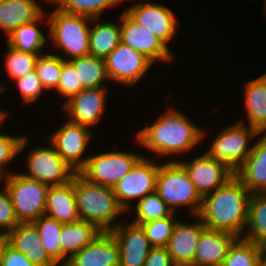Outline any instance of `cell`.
Wrapping results in <instances>:
<instances>
[{"label": "cell", "instance_id": "6da1fadb", "mask_svg": "<svg viewBox=\"0 0 266 266\" xmlns=\"http://www.w3.org/2000/svg\"><path fill=\"white\" fill-rule=\"evenodd\" d=\"M173 107L156 118L150 125L136 132L135 141L142 149L156 157L166 158L176 154L180 157L192 151L207 136L206 129L193 124L188 116Z\"/></svg>", "mask_w": 266, "mask_h": 266}, {"label": "cell", "instance_id": "7a4b0ae2", "mask_svg": "<svg viewBox=\"0 0 266 266\" xmlns=\"http://www.w3.org/2000/svg\"><path fill=\"white\" fill-rule=\"evenodd\" d=\"M251 193L234 175L224 185L202 198L198 216L210 229L243 238Z\"/></svg>", "mask_w": 266, "mask_h": 266}, {"label": "cell", "instance_id": "3957f363", "mask_svg": "<svg viewBox=\"0 0 266 266\" xmlns=\"http://www.w3.org/2000/svg\"><path fill=\"white\" fill-rule=\"evenodd\" d=\"M74 192L80 220L94 224L102 232H111L121 221L116 222V218L126 214L112 187L90 182L79 172L74 175Z\"/></svg>", "mask_w": 266, "mask_h": 266}, {"label": "cell", "instance_id": "277c9868", "mask_svg": "<svg viewBox=\"0 0 266 266\" xmlns=\"http://www.w3.org/2000/svg\"><path fill=\"white\" fill-rule=\"evenodd\" d=\"M46 15L50 44L61 51L58 56L68 61L89 54L91 17L67 13L56 7Z\"/></svg>", "mask_w": 266, "mask_h": 266}, {"label": "cell", "instance_id": "5b68a950", "mask_svg": "<svg viewBox=\"0 0 266 266\" xmlns=\"http://www.w3.org/2000/svg\"><path fill=\"white\" fill-rule=\"evenodd\" d=\"M155 192L173 213L182 206H188L190 217L200 212L202 197L178 161L159 164Z\"/></svg>", "mask_w": 266, "mask_h": 266}, {"label": "cell", "instance_id": "8992f818", "mask_svg": "<svg viewBox=\"0 0 266 266\" xmlns=\"http://www.w3.org/2000/svg\"><path fill=\"white\" fill-rule=\"evenodd\" d=\"M2 183L10 194L19 223L34 222L45 214L48 185L19 171L3 176Z\"/></svg>", "mask_w": 266, "mask_h": 266}, {"label": "cell", "instance_id": "52a82bcc", "mask_svg": "<svg viewBox=\"0 0 266 266\" xmlns=\"http://www.w3.org/2000/svg\"><path fill=\"white\" fill-rule=\"evenodd\" d=\"M222 129L212 138L206 153L235 172L252 152L253 142L251 146L250 142L257 138L258 131L240 121Z\"/></svg>", "mask_w": 266, "mask_h": 266}, {"label": "cell", "instance_id": "ba28073f", "mask_svg": "<svg viewBox=\"0 0 266 266\" xmlns=\"http://www.w3.org/2000/svg\"><path fill=\"white\" fill-rule=\"evenodd\" d=\"M89 156L79 173L90 182L108 187H113L144 157L120 150H107Z\"/></svg>", "mask_w": 266, "mask_h": 266}, {"label": "cell", "instance_id": "9c48e42d", "mask_svg": "<svg viewBox=\"0 0 266 266\" xmlns=\"http://www.w3.org/2000/svg\"><path fill=\"white\" fill-rule=\"evenodd\" d=\"M148 156H144L136 166L118 181L112 188L117 202L126 212L131 213V201L141 200L146 195L155 192L156 180L160 163H155Z\"/></svg>", "mask_w": 266, "mask_h": 266}, {"label": "cell", "instance_id": "30bf717a", "mask_svg": "<svg viewBox=\"0 0 266 266\" xmlns=\"http://www.w3.org/2000/svg\"><path fill=\"white\" fill-rule=\"evenodd\" d=\"M48 146H35L32 150L30 149L26 157L27 173L21 170V174L48 186L69 183L76 171L61 158L51 144Z\"/></svg>", "mask_w": 266, "mask_h": 266}, {"label": "cell", "instance_id": "8fae6325", "mask_svg": "<svg viewBox=\"0 0 266 266\" xmlns=\"http://www.w3.org/2000/svg\"><path fill=\"white\" fill-rule=\"evenodd\" d=\"M91 130L67 119L55 132L48 135L47 141L74 171L79 172L89 158L84 157V154L93 139Z\"/></svg>", "mask_w": 266, "mask_h": 266}, {"label": "cell", "instance_id": "7c38bea8", "mask_svg": "<svg viewBox=\"0 0 266 266\" xmlns=\"http://www.w3.org/2000/svg\"><path fill=\"white\" fill-rule=\"evenodd\" d=\"M104 60L109 82L128 87L140 82L156 64L122 42Z\"/></svg>", "mask_w": 266, "mask_h": 266}, {"label": "cell", "instance_id": "4fadbf2b", "mask_svg": "<svg viewBox=\"0 0 266 266\" xmlns=\"http://www.w3.org/2000/svg\"><path fill=\"white\" fill-rule=\"evenodd\" d=\"M167 160L178 161L184 167L202 198L224 185L235 175V172L225 163L211 158L206 152L190 161L188 159L172 160V158Z\"/></svg>", "mask_w": 266, "mask_h": 266}, {"label": "cell", "instance_id": "5bb4252c", "mask_svg": "<svg viewBox=\"0 0 266 266\" xmlns=\"http://www.w3.org/2000/svg\"><path fill=\"white\" fill-rule=\"evenodd\" d=\"M135 22L146 28L167 47L178 32V19L174 11L161 3L138 2L124 10Z\"/></svg>", "mask_w": 266, "mask_h": 266}, {"label": "cell", "instance_id": "9a60e30c", "mask_svg": "<svg viewBox=\"0 0 266 266\" xmlns=\"http://www.w3.org/2000/svg\"><path fill=\"white\" fill-rule=\"evenodd\" d=\"M120 29L121 42L144 54L153 63L156 61L167 63L175 59L170 47L135 22L125 11L120 14Z\"/></svg>", "mask_w": 266, "mask_h": 266}, {"label": "cell", "instance_id": "2e32d148", "mask_svg": "<svg viewBox=\"0 0 266 266\" xmlns=\"http://www.w3.org/2000/svg\"><path fill=\"white\" fill-rule=\"evenodd\" d=\"M107 87L82 89L63 104V113L72 123L87 127L97 126L105 113Z\"/></svg>", "mask_w": 266, "mask_h": 266}, {"label": "cell", "instance_id": "e0dca14e", "mask_svg": "<svg viewBox=\"0 0 266 266\" xmlns=\"http://www.w3.org/2000/svg\"><path fill=\"white\" fill-rule=\"evenodd\" d=\"M110 233L119 244L120 266L144 265L152 246L140 225L127 220L120 222Z\"/></svg>", "mask_w": 266, "mask_h": 266}, {"label": "cell", "instance_id": "ac0fdd59", "mask_svg": "<svg viewBox=\"0 0 266 266\" xmlns=\"http://www.w3.org/2000/svg\"><path fill=\"white\" fill-rule=\"evenodd\" d=\"M195 222L178 219L166 246L176 266H194V255L201 231L206 227L198 215L192 216Z\"/></svg>", "mask_w": 266, "mask_h": 266}, {"label": "cell", "instance_id": "d6986e66", "mask_svg": "<svg viewBox=\"0 0 266 266\" xmlns=\"http://www.w3.org/2000/svg\"><path fill=\"white\" fill-rule=\"evenodd\" d=\"M120 248L110 232H102L74 254L66 266H120Z\"/></svg>", "mask_w": 266, "mask_h": 266}, {"label": "cell", "instance_id": "ffe728a7", "mask_svg": "<svg viewBox=\"0 0 266 266\" xmlns=\"http://www.w3.org/2000/svg\"><path fill=\"white\" fill-rule=\"evenodd\" d=\"M259 135H261L259 137ZM258 140L235 176L251 193H266V132H258Z\"/></svg>", "mask_w": 266, "mask_h": 266}, {"label": "cell", "instance_id": "44dd1931", "mask_svg": "<svg viewBox=\"0 0 266 266\" xmlns=\"http://www.w3.org/2000/svg\"><path fill=\"white\" fill-rule=\"evenodd\" d=\"M238 237L205 227L198 238L194 266H220Z\"/></svg>", "mask_w": 266, "mask_h": 266}, {"label": "cell", "instance_id": "7402d4cb", "mask_svg": "<svg viewBox=\"0 0 266 266\" xmlns=\"http://www.w3.org/2000/svg\"><path fill=\"white\" fill-rule=\"evenodd\" d=\"M4 238L13 248L22 252L36 266L57 265L43 248L39 231L33 222L19 223Z\"/></svg>", "mask_w": 266, "mask_h": 266}, {"label": "cell", "instance_id": "603a6c76", "mask_svg": "<svg viewBox=\"0 0 266 266\" xmlns=\"http://www.w3.org/2000/svg\"><path fill=\"white\" fill-rule=\"evenodd\" d=\"M44 215L63 224L80 221L74 192V176L67 184L49 186Z\"/></svg>", "mask_w": 266, "mask_h": 266}, {"label": "cell", "instance_id": "cb8c5ba5", "mask_svg": "<svg viewBox=\"0 0 266 266\" xmlns=\"http://www.w3.org/2000/svg\"><path fill=\"white\" fill-rule=\"evenodd\" d=\"M45 12L35 0H4L0 4V30L9 37L17 28L38 20Z\"/></svg>", "mask_w": 266, "mask_h": 266}, {"label": "cell", "instance_id": "d4e9b609", "mask_svg": "<svg viewBox=\"0 0 266 266\" xmlns=\"http://www.w3.org/2000/svg\"><path fill=\"white\" fill-rule=\"evenodd\" d=\"M244 107L247 122H240L255 128L258 132H266V72L258 78L244 83Z\"/></svg>", "mask_w": 266, "mask_h": 266}, {"label": "cell", "instance_id": "484cf974", "mask_svg": "<svg viewBox=\"0 0 266 266\" xmlns=\"http://www.w3.org/2000/svg\"><path fill=\"white\" fill-rule=\"evenodd\" d=\"M119 23L120 16L115 23L108 19L92 18L89 33V54L105 59L121 43Z\"/></svg>", "mask_w": 266, "mask_h": 266}, {"label": "cell", "instance_id": "4316f807", "mask_svg": "<svg viewBox=\"0 0 266 266\" xmlns=\"http://www.w3.org/2000/svg\"><path fill=\"white\" fill-rule=\"evenodd\" d=\"M101 233L94 224L86 221L63 224L59 239L61 252L70 259Z\"/></svg>", "mask_w": 266, "mask_h": 266}, {"label": "cell", "instance_id": "83f0119b", "mask_svg": "<svg viewBox=\"0 0 266 266\" xmlns=\"http://www.w3.org/2000/svg\"><path fill=\"white\" fill-rule=\"evenodd\" d=\"M46 13L47 12H45L38 20L23 24L17 28L11 35H9V37H7L6 43L14 49L23 52L45 53L43 52V48L47 43V39L38 26H40L43 21L48 24Z\"/></svg>", "mask_w": 266, "mask_h": 266}, {"label": "cell", "instance_id": "f1b7e54d", "mask_svg": "<svg viewBox=\"0 0 266 266\" xmlns=\"http://www.w3.org/2000/svg\"><path fill=\"white\" fill-rule=\"evenodd\" d=\"M243 238L266 251V193H253L248 204L247 225Z\"/></svg>", "mask_w": 266, "mask_h": 266}, {"label": "cell", "instance_id": "f546056e", "mask_svg": "<svg viewBox=\"0 0 266 266\" xmlns=\"http://www.w3.org/2000/svg\"><path fill=\"white\" fill-rule=\"evenodd\" d=\"M78 76V83L83 89L107 87L104 82L109 80L106 73L105 60L88 54L68 60Z\"/></svg>", "mask_w": 266, "mask_h": 266}, {"label": "cell", "instance_id": "4dcf8cb0", "mask_svg": "<svg viewBox=\"0 0 266 266\" xmlns=\"http://www.w3.org/2000/svg\"><path fill=\"white\" fill-rule=\"evenodd\" d=\"M37 227L43 248L48 255L57 263L66 265L68 258L61 252L60 234L63 223L46 215L41 216L33 222Z\"/></svg>", "mask_w": 266, "mask_h": 266}, {"label": "cell", "instance_id": "1f68e13d", "mask_svg": "<svg viewBox=\"0 0 266 266\" xmlns=\"http://www.w3.org/2000/svg\"><path fill=\"white\" fill-rule=\"evenodd\" d=\"M126 1L128 0H43L45 4L55 5L53 7L61 11L86 15L91 18H101L105 9Z\"/></svg>", "mask_w": 266, "mask_h": 266}, {"label": "cell", "instance_id": "d6a6232c", "mask_svg": "<svg viewBox=\"0 0 266 266\" xmlns=\"http://www.w3.org/2000/svg\"><path fill=\"white\" fill-rule=\"evenodd\" d=\"M266 251L253 241L237 238L220 266H257Z\"/></svg>", "mask_w": 266, "mask_h": 266}, {"label": "cell", "instance_id": "836d02e7", "mask_svg": "<svg viewBox=\"0 0 266 266\" xmlns=\"http://www.w3.org/2000/svg\"><path fill=\"white\" fill-rule=\"evenodd\" d=\"M133 207H135V210L132 213L135 212V216L131 220L132 223H145L167 217L172 213L156 192L148 194L138 202H135Z\"/></svg>", "mask_w": 266, "mask_h": 266}, {"label": "cell", "instance_id": "e575fe53", "mask_svg": "<svg viewBox=\"0 0 266 266\" xmlns=\"http://www.w3.org/2000/svg\"><path fill=\"white\" fill-rule=\"evenodd\" d=\"M62 66L63 58L57 54H51L50 52L39 54L36 60L35 72L47 91L57 88Z\"/></svg>", "mask_w": 266, "mask_h": 266}, {"label": "cell", "instance_id": "d590c367", "mask_svg": "<svg viewBox=\"0 0 266 266\" xmlns=\"http://www.w3.org/2000/svg\"><path fill=\"white\" fill-rule=\"evenodd\" d=\"M7 53L5 59V68L9 77L12 80H16L25 76L31 71L35 70L36 60L39 54L42 53H29L14 49L10 45L6 44Z\"/></svg>", "mask_w": 266, "mask_h": 266}, {"label": "cell", "instance_id": "8d00e7d4", "mask_svg": "<svg viewBox=\"0 0 266 266\" xmlns=\"http://www.w3.org/2000/svg\"><path fill=\"white\" fill-rule=\"evenodd\" d=\"M172 212L169 216L147 221L145 223H135L142 227L145 236L149 240L152 247H166L172 235L176 220V216Z\"/></svg>", "mask_w": 266, "mask_h": 266}, {"label": "cell", "instance_id": "74e56055", "mask_svg": "<svg viewBox=\"0 0 266 266\" xmlns=\"http://www.w3.org/2000/svg\"><path fill=\"white\" fill-rule=\"evenodd\" d=\"M3 132L0 133V175L2 177L13 173L9 170L7 172V165H11L10 162H13L20 152L26 148L29 141V137L24 134L18 136Z\"/></svg>", "mask_w": 266, "mask_h": 266}, {"label": "cell", "instance_id": "f35d334b", "mask_svg": "<svg viewBox=\"0 0 266 266\" xmlns=\"http://www.w3.org/2000/svg\"><path fill=\"white\" fill-rule=\"evenodd\" d=\"M17 86V90L20 92V97L24 104L27 105L37 101L44 91H47L40 79L38 78L35 70L29 72L23 77L13 80Z\"/></svg>", "mask_w": 266, "mask_h": 266}, {"label": "cell", "instance_id": "ab89813d", "mask_svg": "<svg viewBox=\"0 0 266 266\" xmlns=\"http://www.w3.org/2000/svg\"><path fill=\"white\" fill-rule=\"evenodd\" d=\"M82 89L81 83H78V76L74 67L63 59L62 72L55 92L63 96L62 98H65V102H67Z\"/></svg>", "mask_w": 266, "mask_h": 266}, {"label": "cell", "instance_id": "60d3db41", "mask_svg": "<svg viewBox=\"0 0 266 266\" xmlns=\"http://www.w3.org/2000/svg\"><path fill=\"white\" fill-rule=\"evenodd\" d=\"M2 190V191H1ZM0 190V237H5L18 224L10 194L5 186Z\"/></svg>", "mask_w": 266, "mask_h": 266}, {"label": "cell", "instance_id": "b9f144b4", "mask_svg": "<svg viewBox=\"0 0 266 266\" xmlns=\"http://www.w3.org/2000/svg\"><path fill=\"white\" fill-rule=\"evenodd\" d=\"M0 266H36L22 252L13 248L4 237H2V252L0 255Z\"/></svg>", "mask_w": 266, "mask_h": 266}, {"label": "cell", "instance_id": "7bdbcfd3", "mask_svg": "<svg viewBox=\"0 0 266 266\" xmlns=\"http://www.w3.org/2000/svg\"><path fill=\"white\" fill-rule=\"evenodd\" d=\"M143 266H176L166 247H152Z\"/></svg>", "mask_w": 266, "mask_h": 266}, {"label": "cell", "instance_id": "ee69618b", "mask_svg": "<svg viewBox=\"0 0 266 266\" xmlns=\"http://www.w3.org/2000/svg\"><path fill=\"white\" fill-rule=\"evenodd\" d=\"M7 115H8V112L1 110V108H0V127L1 128H2V126H4L2 124L6 120ZM0 133H1V129H0Z\"/></svg>", "mask_w": 266, "mask_h": 266}, {"label": "cell", "instance_id": "f6af8a7d", "mask_svg": "<svg viewBox=\"0 0 266 266\" xmlns=\"http://www.w3.org/2000/svg\"><path fill=\"white\" fill-rule=\"evenodd\" d=\"M257 266H266V252L260 257Z\"/></svg>", "mask_w": 266, "mask_h": 266}, {"label": "cell", "instance_id": "bcb514c9", "mask_svg": "<svg viewBox=\"0 0 266 266\" xmlns=\"http://www.w3.org/2000/svg\"><path fill=\"white\" fill-rule=\"evenodd\" d=\"M1 252H2V237H0V255H1Z\"/></svg>", "mask_w": 266, "mask_h": 266}, {"label": "cell", "instance_id": "7dc6e473", "mask_svg": "<svg viewBox=\"0 0 266 266\" xmlns=\"http://www.w3.org/2000/svg\"><path fill=\"white\" fill-rule=\"evenodd\" d=\"M264 6H263V10H264L263 12H265V14H266V4Z\"/></svg>", "mask_w": 266, "mask_h": 266}, {"label": "cell", "instance_id": "c3c4849f", "mask_svg": "<svg viewBox=\"0 0 266 266\" xmlns=\"http://www.w3.org/2000/svg\"><path fill=\"white\" fill-rule=\"evenodd\" d=\"M1 182H2V176L0 175V184H2ZM0 186H2V185H0Z\"/></svg>", "mask_w": 266, "mask_h": 266}, {"label": "cell", "instance_id": "681fc988", "mask_svg": "<svg viewBox=\"0 0 266 266\" xmlns=\"http://www.w3.org/2000/svg\"><path fill=\"white\" fill-rule=\"evenodd\" d=\"M56 266H66V265H63V264H57Z\"/></svg>", "mask_w": 266, "mask_h": 266}]
</instances>
